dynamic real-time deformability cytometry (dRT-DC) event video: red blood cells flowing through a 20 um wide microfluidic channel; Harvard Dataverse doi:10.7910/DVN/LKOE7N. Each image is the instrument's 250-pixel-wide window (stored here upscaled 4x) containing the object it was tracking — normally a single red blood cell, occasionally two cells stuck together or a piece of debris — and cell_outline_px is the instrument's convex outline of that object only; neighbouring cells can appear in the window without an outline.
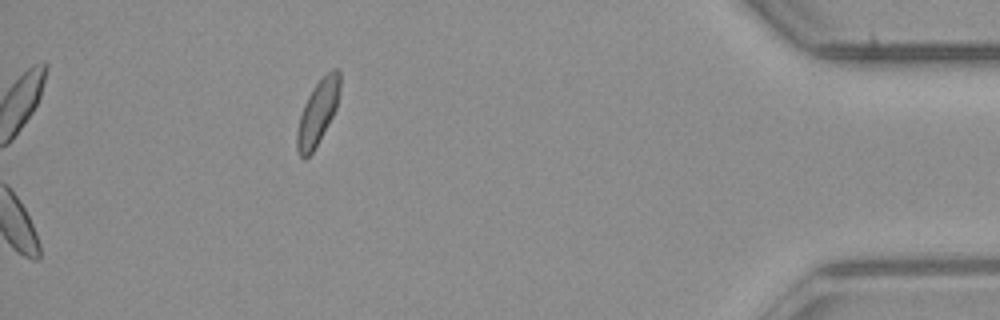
{"species": "common noctule bat (a hibernating species)", "species_latin": "Nyctalus noctula", "temperature_condition": "room temperature", "stored_images_in_passage": 51, "camera_frame_rate_fps": 3000, "um_per_image_px": 0.085, "animal": {"sex": "male", "body_mass_g": 23.1, "forearm_length_mm": 52.7}, "frame": {"image": 1, "passage_image": 51, "time_ms": 16.667, "image_size_px": [1000, 320], "cell_outline_px": [[340, 80], [336, 104], [312, 152], [308, 156], [304, 156], [300, 152], [300, 120], [304, 108], [312, 92], [324, 80], [336, 72], [340, 76]], "centroid_in_image_um": [27.03, 9.6], "position_along_channel_um": 408.2, "area_um2": 13.01}}